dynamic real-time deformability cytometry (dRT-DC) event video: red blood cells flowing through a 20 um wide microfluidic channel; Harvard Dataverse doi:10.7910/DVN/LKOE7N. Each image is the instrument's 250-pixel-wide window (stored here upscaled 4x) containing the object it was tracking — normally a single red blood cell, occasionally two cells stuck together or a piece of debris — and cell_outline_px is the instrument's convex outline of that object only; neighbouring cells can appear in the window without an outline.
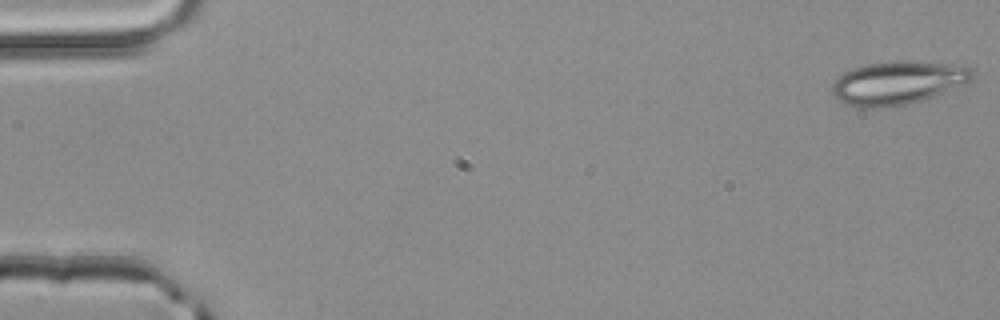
{"species": "common noctule bat (a hibernating species)", "species_latin": "Nyctalus noctula", "temperature_condition": "room temperature", "stored_images_in_passage": 51, "camera_frame_rate_fps": 3000, "um_per_image_px": 0.085, "animal": {"sex": "male", "body_mass_g": 20.4}, "frame": {"image": 1, "passage_image": 1, "time_ms": 0.0, "image_size_px": [1000, 320], "cell_outline_px": [[976, 72], [972, 80], [932, 96], [908, 104], [872, 108], [856, 108], [836, 100], [832, 92], [832, 84], [844, 72], [868, 64], [904, 60], [948, 64], [972, 68]], "centroid_in_image_um": [76.28, 7.04], "position_along_channel_um": 8.7, "area_um2": 34.97}}
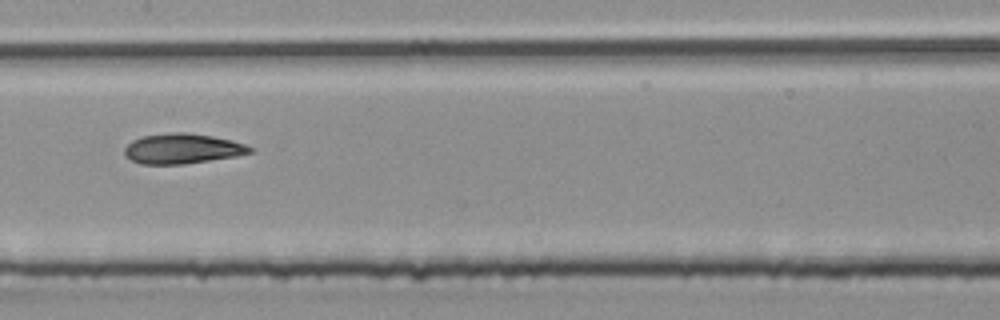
{"frame": {"image": 2, "passage_image": 26, "time_ms": 8.333, "image_size_px": [1000, 320], "cell_outline_px": [[256, 148], [252, 152], [236, 156], [184, 164], [140, 164], [124, 156], [124, 148], [132, 140], [144, 136], [172, 132], [184, 132], [212, 136], [232, 140]], "centroid_in_image_um": [15.5, 12.64], "position_along_channel_um": 191.9, "area_um2": 22.02}}
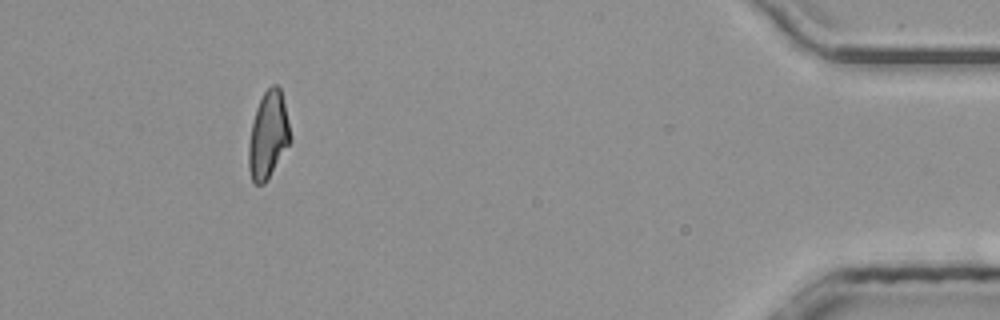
{"frame": {"image": 3, "passage_image": 47, "time_ms": 15.333, "image_size_px": [1000, 320], "cell_outline_px": [[292, 140], [268, 180], [264, 184], [256, 184], [252, 180], [248, 168], [248, 144], [252, 120], [256, 108], [264, 92], [272, 84], [276, 84], [280, 88], [292, 136]], "centroid_in_image_um": [22.79, 11.52], "position_along_channel_um": 412.4, "area_um2": 21.33}, "authors_computed_cell_mechanics": {"area_um2": 22.0218, "velocity_mm_per_s": 4.0778, "shape_relaxation_time_tau1_ms": null, "shape_relaxation_time_tau2_ms": 3.3132, "deformation_change_tau1": null, "deformation_change_tau2": 0.1166}}